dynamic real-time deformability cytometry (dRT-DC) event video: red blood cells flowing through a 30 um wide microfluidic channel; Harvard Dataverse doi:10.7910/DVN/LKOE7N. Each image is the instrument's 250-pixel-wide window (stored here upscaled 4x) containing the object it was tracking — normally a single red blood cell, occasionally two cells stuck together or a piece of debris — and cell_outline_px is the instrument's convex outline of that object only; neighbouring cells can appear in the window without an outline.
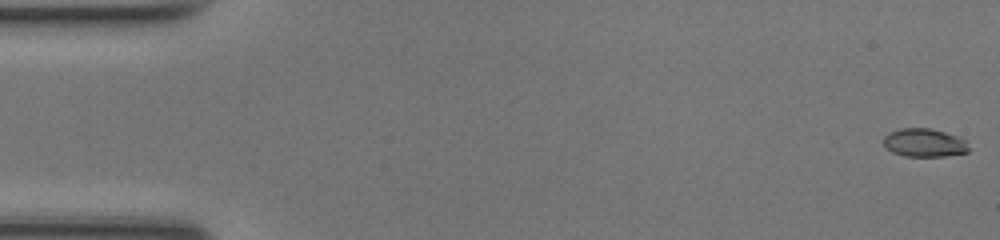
{"species": "common noctule bat (a hibernating species)", "species_latin": "Nyctalus noctula", "temperature_condition": "room temperature", "stored_images_in_passage": 50, "camera_frame_rate_fps": 3000, "um_per_image_px": 0.085, "animal": {"sex": "female", "body_mass_g": 17.0, "forearm_length_mm": 48.0}, "frame": {"image": 1, "passage_image": 1, "time_ms": 0.0, "image_size_px": [1000, 240], "cell_outline_px": [[968, 152], [944, 156], [904, 156], [892, 152], [884, 144], [884, 136], [888, 132], [900, 128], [928, 128], [944, 132], [956, 136], [964, 140], [968, 148]], "centroid_in_image_um": [78.53, 12.13], "position_along_channel_um": 6.5, "area_um2": 13.87}}
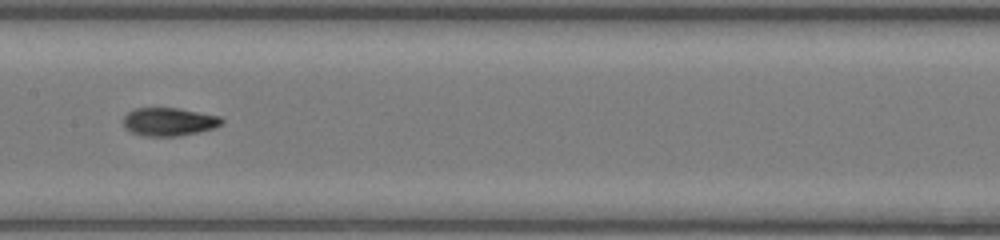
{"frame": {"image": 2, "passage_image": 25, "time_ms": 8.0, "image_size_px": [1000, 240], "cell_outline_px": [[224, 120], [220, 124], [212, 128], [196, 132], [176, 136], [144, 136], [132, 132], [124, 128], [124, 116], [128, 112], [136, 108], [176, 108], [220, 116]], "centroid_in_image_um": [14.32, 10.34], "position_along_channel_um": 193.1, "area_um2": 15.9}}
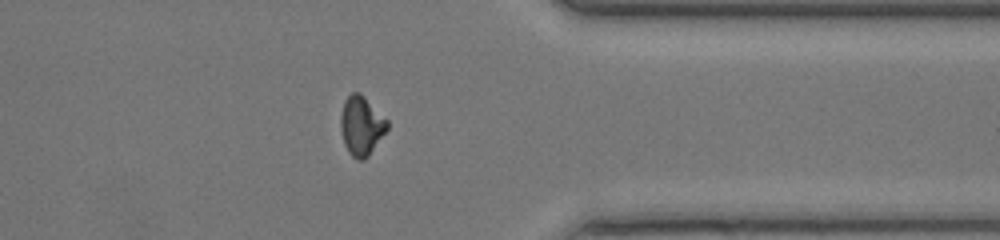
{"frame": {"image": 3, "passage_image": 39, "time_ms": 12.667, "image_size_px": [1000, 240], "cell_outline_px": [[388, 128], [368, 156], [364, 160], [356, 160], [348, 152], [344, 144], [340, 128], [340, 116], [344, 100], [352, 92], [360, 92], [388, 120]], "centroid_in_image_um": [30.7, 10.68], "position_along_channel_um": 380.7, "area_um2": 16.13}, "authors_computed_cell_mechanics": {"area_um2": 15.7216, "velocity_mm_per_s": 4.2643, "shape_relaxation_time_tau1_ms": 5.2916, "shape_relaxation_time_tau2_ms": 1.3905, "deformation_change_tau1": 0.1931, "deformation_change_tau2": 0.0688}}